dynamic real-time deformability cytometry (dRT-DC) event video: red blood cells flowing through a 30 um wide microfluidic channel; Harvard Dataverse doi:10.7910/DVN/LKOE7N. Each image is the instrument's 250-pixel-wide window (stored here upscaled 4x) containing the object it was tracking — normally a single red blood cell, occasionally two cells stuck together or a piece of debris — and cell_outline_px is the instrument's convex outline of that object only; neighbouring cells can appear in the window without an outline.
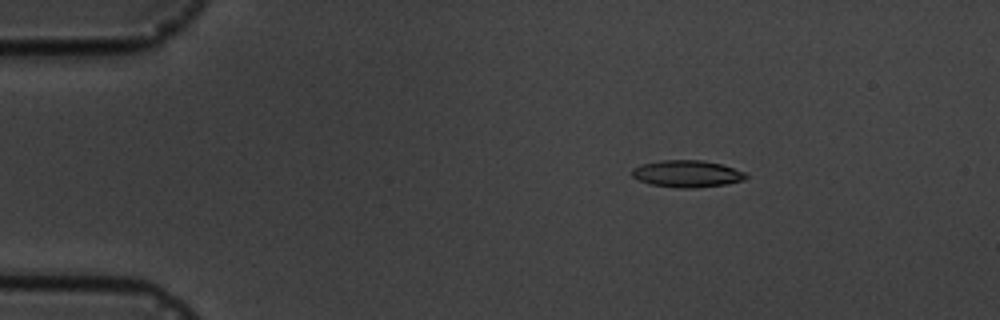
{"species": "common noctule bat (a hibernating species)", "species_latin": "Nyctalus noctula", "temperature_condition": "cold", "stored_images_in_passage": 5, "camera_frame_rate_fps": 3000, "um_per_image_px": 0.085, "animal": {"sex": "male", "body_mass_g": 19.5, "forearm_length_mm": 54.6}, "frame": {"image": 1, "passage_image": 3, "time_ms": 2.333, "image_size_px": [1000, 320], "cell_outline_px": [[748, 176], [744, 180], [724, 184], [696, 188], [680, 188], [652, 184], [640, 180], [632, 176], [632, 168], [644, 164], [660, 160], [704, 160], [720, 164], [744, 172]], "centroid_in_image_um": [58.4, 14.76], "position_along_channel_um": 26.6, "area_um2": 17.63}}